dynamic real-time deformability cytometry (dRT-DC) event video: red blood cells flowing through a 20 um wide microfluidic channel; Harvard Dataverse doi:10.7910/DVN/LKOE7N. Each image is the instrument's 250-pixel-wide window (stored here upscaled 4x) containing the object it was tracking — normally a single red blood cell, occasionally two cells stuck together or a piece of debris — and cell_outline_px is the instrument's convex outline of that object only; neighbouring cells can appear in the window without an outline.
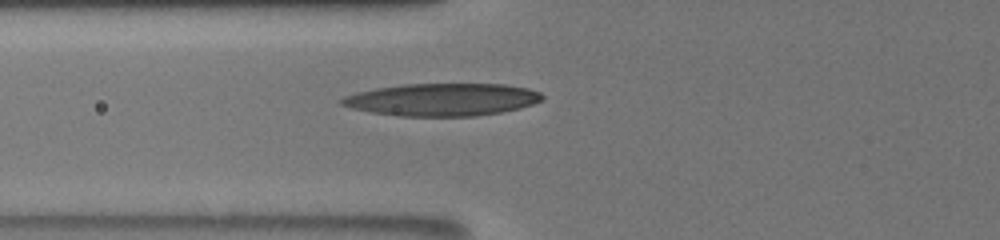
{"species": "human", "species_latin": "Homo sapiens", "temperature_condition": "room temperature", "stored_images_in_passage": 4, "camera_frame_rate_fps": 3000, "um_per_image_px": 0.085, "donor": {"sex": "male"}, "frame": {"image": 1, "passage_image": 4, "time_ms": 3.333, "image_size_px": [1000, 240], "cell_outline_px": [[544, 100], [520, 108], [500, 112], [476, 116], [400, 116], [372, 112], [352, 108], [340, 104], [340, 100], [344, 96], [356, 92], [376, 88], [404, 84], [508, 84], [528, 88], [540, 92], [544, 96]], "centroid_in_image_um": [37.62, 8.46], "position_along_channel_um": 88.2, "area_um2": 38.09}}